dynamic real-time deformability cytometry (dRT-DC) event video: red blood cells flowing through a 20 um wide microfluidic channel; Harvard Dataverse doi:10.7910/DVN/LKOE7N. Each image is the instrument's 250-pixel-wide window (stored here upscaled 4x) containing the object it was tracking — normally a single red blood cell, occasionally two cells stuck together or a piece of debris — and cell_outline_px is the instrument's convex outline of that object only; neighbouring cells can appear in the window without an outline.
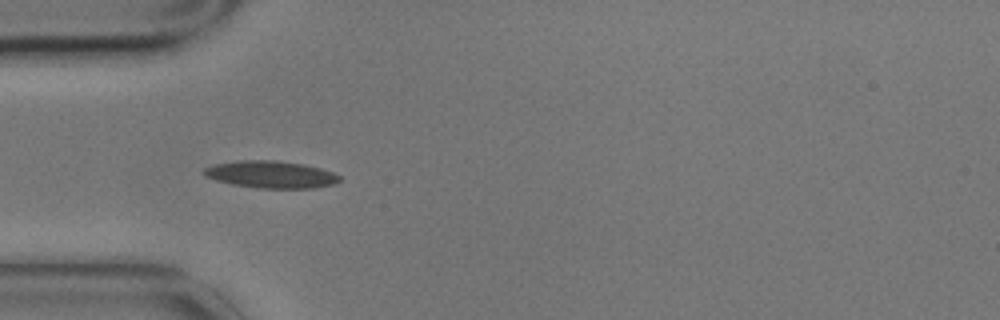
{"species": "common noctule bat (a hibernating species)", "species_latin": "Nyctalus noctula", "temperature_condition": "cold", "stored_images_in_passage": 5, "camera_frame_rate_fps": 3000, "um_per_image_px": 0.085, "animal": {"sex": "male", "body_mass_g": 17.9}, "frame": {"image": 1, "passage_image": 4, "time_ms": 1.0, "image_size_px": [1000, 320], "cell_outline_px": [[340, 180], [336, 184], [316, 188], [260, 188], [232, 184], [216, 180], [204, 176], [204, 168], [216, 164], [240, 160], [276, 160], [304, 164], [320, 168], [332, 172], [340, 176]], "centroid_in_image_um": [23.06, 14.83], "position_along_channel_um": 61.9, "area_um2": 21.44}}